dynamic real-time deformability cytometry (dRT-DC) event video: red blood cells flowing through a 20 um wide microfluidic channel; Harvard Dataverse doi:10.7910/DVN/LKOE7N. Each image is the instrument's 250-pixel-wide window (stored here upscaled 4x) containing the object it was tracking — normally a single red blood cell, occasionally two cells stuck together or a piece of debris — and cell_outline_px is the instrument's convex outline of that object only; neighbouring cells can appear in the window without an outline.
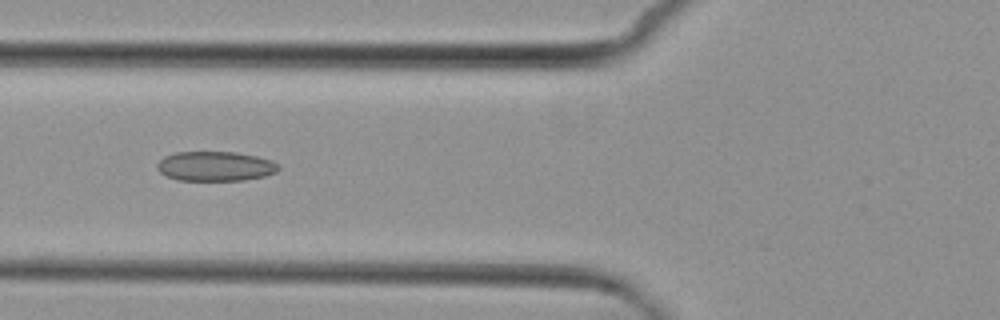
{"species": "common noctule bat (a hibernating species)", "species_latin": "Nyctalus noctula", "temperature_condition": "cold", "stored_images_in_passage": 8, "camera_frame_rate_fps": 3000, "um_per_image_px": 0.085, "animal": {"sex": "female", "body_mass_g": 29.2, "forearm_length_mm": 56.3}, "frame": {"image": 1, "passage_image": 6, "time_ms": 6.667, "image_size_px": [1000, 320], "cell_outline_px": [[280, 168], [276, 172], [264, 176], [244, 180], [176, 180], [164, 176], [156, 168], [156, 164], [164, 156], [176, 152], [236, 152], [256, 156], [272, 160]], "centroid_in_image_um": [18.26, 14.13], "position_along_channel_um": 107.5, "area_um2": 21.04}}
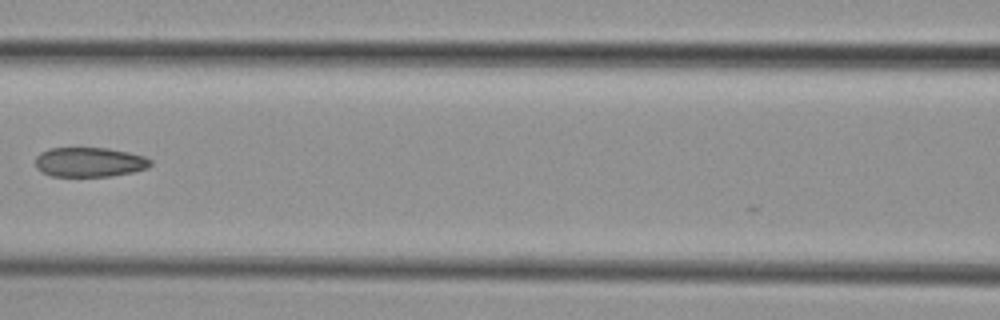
{"frame": {"image": 2, "passage_image": 7, "time_ms": 8.0, "image_size_px": [1000, 320], "cell_outline_px": [[152, 164], [148, 168], [132, 172], [112, 176], [48, 176], [40, 172], [36, 168], [36, 156], [40, 152], [48, 148], [108, 148], [128, 152], [144, 156], [152, 160]], "centroid_in_image_um": [7.59, 13.78], "position_along_channel_um": 159.0, "area_um2": 20.06}}
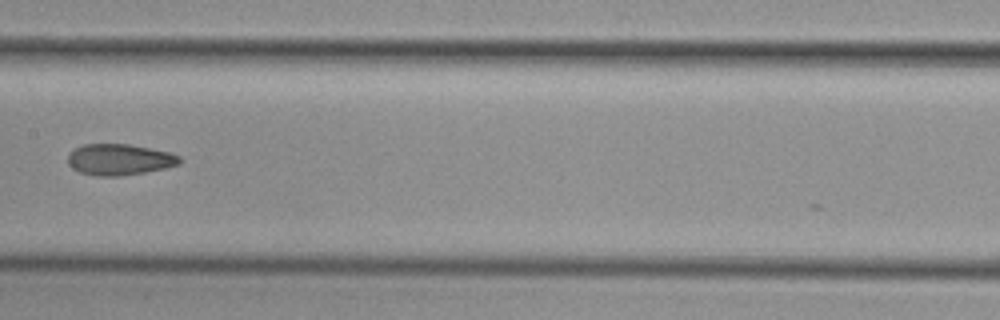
{"frame": {"image": 3, "passage_image": 8, "time_ms": 9.0, "image_size_px": [1000, 320], "cell_outline_px": [[180, 164], [164, 168], [144, 172], [120, 176], [96, 176], [80, 172], [72, 168], [68, 164], [68, 152], [84, 144], [128, 144], [168, 152], [180, 156]], "centroid_in_image_um": [10.11, 13.56], "position_along_channel_um": 197.3, "area_um2": 20.17}}